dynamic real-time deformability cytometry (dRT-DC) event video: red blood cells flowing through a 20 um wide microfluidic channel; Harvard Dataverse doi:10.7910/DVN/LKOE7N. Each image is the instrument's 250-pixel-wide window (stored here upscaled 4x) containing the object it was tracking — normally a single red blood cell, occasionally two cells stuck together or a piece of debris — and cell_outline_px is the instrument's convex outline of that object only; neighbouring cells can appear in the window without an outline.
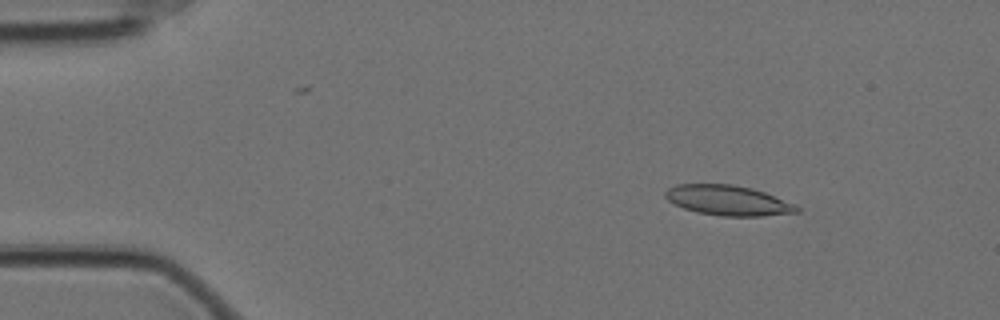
{"species": "Egyptian fruit bat (a non-hibernating species)", "species_latin": "Rousettus aegyptiacus", "temperature_condition": "cold", "stored_images_in_passage": 54, "camera_frame_rate_fps": 3000, "um_per_image_px": 0.085, "animal": {"sex": "female"}, "frame": {"image": 1, "passage_image": 4, "time_ms": 1.0, "image_size_px": [1000, 320], "cell_outline_px": [[800, 212], [760, 216], [720, 216], [696, 212], [684, 208], [668, 200], [664, 196], [664, 192], [668, 188], [676, 184], [732, 184], [752, 188], [764, 192], [796, 204], [800, 208]], "centroid_in_image_um": [61.89, 17.03], "position_along_channel_um": 23.1, "area_um2": 23.12}}
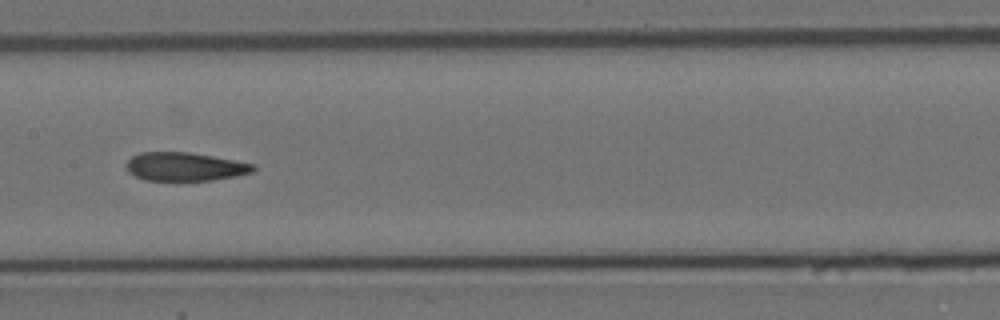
{"frame": {"image": 2, "passage_image": 25, "time_ms": 8.0, "image_size_px": [1000, 320], "cell_outline_px": [[256, 168], [252, 172], [236, 176], [212, 180], [144, 180], [128, 172], [124, 164], [132, 156], [140, 152], [188, 152], [212, 156], [256, 164]], "centroid_in_image_um": [15.7, 14.16], "position_along_channel_um": 191.7, "area_um2": 21.1}}
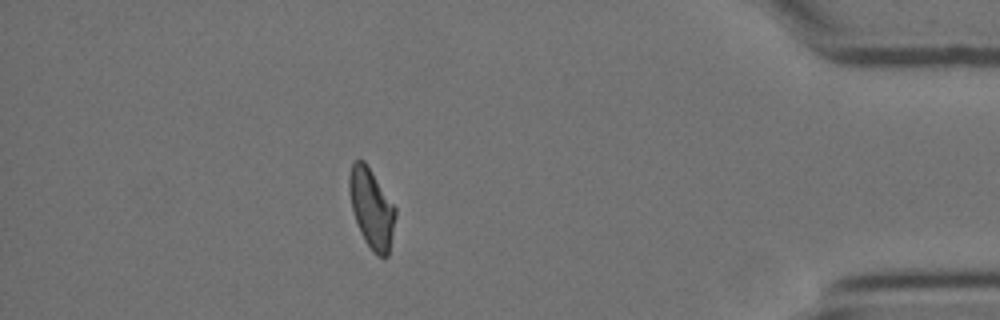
{"frame": {"image": 3, "passage_image": 47, "time_ms": 15.333, "image_size_px": [1000, 320], "cell_outline_px": [[396, 216], [388, 256], [384, 260], [376, 256], [364, 240], [360, 232], [352, 208], [348, 192], [348, 176], [352, 164], [356, 160], [364, 160], [396, 208]], "centroid_in_image_um": [31.58, 17.75], "position_along_channel_um": 403.6, "area_um2": 21.44}, "authors_computed_cell_mechanics": {"area_um2": 22.1085, "velocity_mm_per_s": 3.4977, "shape_relaxation_time_tau1_ms": null, "shape_relaxation_time_tau2_ms": 3.4813, "deformation_change_tau1": null, "deformation_change_tau2": 0.1081}}